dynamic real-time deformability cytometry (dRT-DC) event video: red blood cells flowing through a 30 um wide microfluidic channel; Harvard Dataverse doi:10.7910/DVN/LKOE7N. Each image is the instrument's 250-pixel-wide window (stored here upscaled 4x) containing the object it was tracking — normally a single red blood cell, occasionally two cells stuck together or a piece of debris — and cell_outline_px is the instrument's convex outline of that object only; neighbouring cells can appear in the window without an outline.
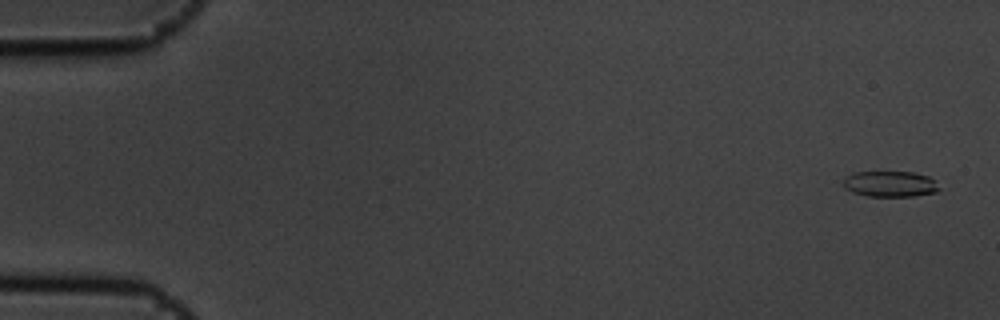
{"species": "common noctule bat (a hibernating species)", "species_latin": "Nyctalus noctula", "temperature_condition": "cold", "stored_images_in_passage": 5, "camera_frame_rate_fps": 3000, "um_per_image_px": 0.085, "animal": {"sex": "male", "body_mass_g": 19.5, "forearm_length_mm": 54.6}, "frame": {"image": 1, "passage_image": 1, "time_ms": 0.0, "image_size_px": [1000, 320], "cell_outline_px": [[940, 188], [936, 192], [912, 196], [868, 196], [852, 192], [844, 188], [844, 180], [852, 172], [912, 172], [928, 176]], "centroid_in_image_um": [75.63, 15.64], "position_along_channel_um": 9.4, "area_um2": 14.22}}